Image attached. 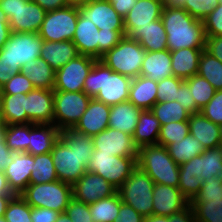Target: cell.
I'll return each mask as SVG.
<instances>
[{
	"mask_svg": "<svg viewBox=\"0 0 222 222\" xmlns=\"http://www.w3.org/2000/svg\"><path fill=\"white\" fill-rule=\"evenodd\" d=\"M144 222H172V215L169 217L150 215L144 218Z\"/></svg>",
	"mask_w": 222,
	"mask_h": 222,
	"instance_id": "cell-64",
	"label": "cell"
},
{
	"mask_svg": "<svg viewBox=\"0 0 222 222\" xmlns=\"http://www.w3.org/2000/svg\"><path fill=\"white\" fill-rule=\"evenodd\" d=\"M210 177L222 178V147L206 149L199 156L179 165L181 193L191 202Z\"/></svg>",
	"mask_w": 222,
	"mask_h": 222,
	"instance_id": "cell-5",
	"label": "cell"
},
{
	"mask_svg": "<svg viewBox=\"0 0 222 222\" xmlns=\"http://www.w3.org/2000/svg\"><path fill=\"white\" fill-rule=\"evenodd\" d=\"M196 222H222V199L191 201Z\"/></svg>",
	"mask_w": 222,
	"mask_h": 222,
	"instance_id": "cell-42",
	"label": "cell"
},
{
	"mask_svg": "<svg viewBox=\"0 0 222 222\" xmlns=\"http://www.w3.org/2000/svg\"><path fill=\"white\" fill-rule=\"evenodd\" d=\"M99 59L113 47H115L125 36V30H104L99 29Z\"/></svg>",
	"mask_w": 222,
	"mask_h": 222,
	"instance_id": "cell-52",
	"label": "cell"
},
{
	"mask_svg": "<svg viewBox=\"0 0 222 222\" xmlns=\"http://www.w3.org/2000/svg\"><path fill=\"white\" fill-rule=\"evenodd\" d=\"M91 97L85 92L54 91V125L73 128L86 111Z\"/></svg>",
	"mask_w": 222,
	"mask_h": 222,
	"instance_id": "cell-13",
	"label": "cell"
},
{
	"mask_svg": "<svg viewBox=\"0 0 222 222\" xmlns=\"http://www.w3.org/2000/svg\"><path fill=\"white\" fill-rule=\"evenodd\" d=\"M197 74L208 80L216 91L222 90V62L205 50L200 56Z\"/></svg>",
	"mask_w": 222,
	"mask_h": 222,
	"instance_id": "cell-39",
	"label": "cell"
},
{
	"mask_svg": "<svg viewBox=\"0 0 222 222\" xmlns=\"http://www.w3.org/2000/svg\"><path fill=\"white\" fill-rule=\"evenodd\" d=\"M1 116L5 125L30 123L26 114V94H2Z\"/></svg>",
	"mask_w": 222,
	"mask_h": 222,
	"instance_id": "cell-33",
	"label": "cell"
},
{
	"mask_svg": "<svg viewBox=\"0 0 222 222\" xmlns=\"http://www.w3.org/2000/svg\"><path fill=\"white\" fill-rule=\"evenodd\" d=\"M188 123L189 133L197 138L205 149L220 146V126L208 120L201 112L190 114Z\"/></svg>",
	"mask_w": 222,
	"mask_h": 222,
	"instance_id": "cell-26",
	"label": "cell"
},
{
	"mask_svg": "<svg viewBox=\"0 0 222 222\" xmlns=\"http://www.w3.org/2000/svg\"><path fill=\"white\" fill-rule=\"evenodd\" d=\"M132 78L113 72L99 59L88 73L83 92L108 106L129 100Z\"/></svg>",
	"mask_w": 222,
	"mask_h": 222,
	"instance_id": "cell-3",
	"label": "cell"
},
{
	"mask_svg": "<svg viewBox=\"0 0 222 222\" xmlns=\"http://www.w3.org/2000/svg\"><path fill=\"white\" fill-rule=\"evenodd\" d=\"M137 167V157H120L94 150L87 171L103 177L117 190Z\"/></svg>",
	"mask_w": 222,
	"mask_h": 222,
	"instance_id": "cell-11",
	"label": "cell"
},
{
	"mask_svg": "<svg viewBox=\"0 0 222 222\" xmlns=\"http://www.w3.org/2000/svg\"><path fill=\"white\" fill-rule=\"evenodd\" d=\"M140 76L148 77L154 81H161L173 76L171 68V51H146L143 59Z\"/></svg>",
	"mask_w": 222,
	"mask_h": 222,
	"instance_id": "cell-29",
	"label": "cell"
},
{
	"mask_svg": "<svg viewBox=\"0 0 222 222\" xmlns=\"http://www.w3.org/2000/svg\"><path fill=\"white\" fill-rule=\"evenodd\" d=\"M145 55L146 50L139 42L125 35L115 47L106 52L99 60L113 72L133 79L140 76Z\"/></svg>",
	"mask_w": 222,
	"mask_h": 222,
	"instance_id": "cell-7",
	"label": "cell"
},
{
	"mask_svg": "<svg viewBox=\"0 0 222 222\" xmlns=\"http://www.w3.org/2000/svg\"><path fill=\"white\" fill-rule=\"evenodd\" d=\"M220 146L222 147V125H220Z\"/></svg>",
	"mask_w": 222,
	"mask_h": 222,
	"instance_id": "cell-69",
	"label": "cell"
},
{
	"mask_svg": "<svg viewBox=\"0 0 222 222\" xmlns=\"http://www.w3.org/2000/svg\"><path fill=\"white\" fill-rule=\"evenodd\" d=\"M20 196L31 206L65 212L73 198L72 185L60 180L51 183L29 184Z\"/></svg>",
	"mask_w": 222,
	"mask_h": 222,
	"instance_id": "cell-8",
	"label": "cell"
},
{
	"mask_svg": "<svg viewBox=\"0 0 222 222\" xmlns=\"http://www.w3.org/2000/svg\"><path fill=\"white\" fill-rule=\"evenodd\" d=\"M163 0H137L124 17V27L146 28L150 22L161 19Z\"/></svg>",
	"mask_w": 222,
	"mask_h": 222,
	"instance_id": "cell-25",
	"label": "cell"
},
{
	"mask_svg": "<svg viewBox=\"0 0 222 222\" xmlns=\"http://www.w3.org/2000/svg\"><path fill=\"white\" fill-rule=\"evenodd\" d=\"M121 203L119 193L116 192L110 197L89 204L90 215L93 222H114L118 216Z\"/></svg>",
	"mask_w": 222,
	"mask_h": 222,
	"instance_id": "cell-36",
	"label": "cell"
},
{
	"mask_svg": "<svg viewBox=\"0 0 222 222\" xmlns=\"http://www.w3.org/2000/svg\"><path fill=\"white\" fill-rule=\"evenodd\" d=\"M34 155L27 152H14V160L4 170L9 188L20 195L30 184Z\"/></svg>",
	"mask_w": 222,
	"mask_h": 222,
	"instance_id": "cell-21",
	"label": "cell"
},
{
	"mask_svg": "<svg viewBox=\"0 0 222 222\" xmlns=\"http://www.w3.org/2000/svg\"><path fill=\"white\" fill-rule=\"evenodd\" d=\"M141 111L129 100L110 106L108 127L133 136Z\"/></svg>",
	"mask_w": 222,
	"mask_h": 222,
	"instance_id": "cell-27",
	"label": "cell"
},
{
	"mask_svg": "<svg viewBox=\"0 0 222 222\" xmlns=\"http://www.w3.org/2000/svg\"><path fill=\"white\" fill-rule=\"evenodd\" d=\"M205 51L222 62V36L206 37Z\"/></svg>",
	"mask_w": 222,
	"mask_h": 222,
	"instance_id": "cell-56",
	"label": "cell"
},
{
	"mask_svg": "<svg viewBox=\"0 0 222 222\" xmlns=\"http://www.w3.org/2000/svg\"><path fill=\"white\" fill-rule=\"evenodd\" d=\"M110 106L91 98L86 111L73 127L79 133L95 136L108 128Z\"/></svg>",
	"mask_w": 222,
	"mask_h": 222,
	"instance_id": "cell-20",
	"label": "cell"
},
{
	"mask_svg": "<svg viewBox=\"0 0 222 222\" xmlns=\"http://www.w3.org/2000/svg\"><path fill=\"white\" fill-rule=\"evenodd\" d=\"M177 102L190 114L199 113L201 110L196 106V101L191 95L189 87L183 83L178 89Z\"/></svg>",
	"mask_w": 222,
	"mask_h": 222,
	"instance_id": "cell-53",
	"label": "cell"
},
{
	"mask_svg": "<svg viewBox=\"0 0 222 222\" xmlns=\"http://www.w3.org/2000/svg\"><path fill=\"white\" fill-rule=\"evenodd\" d=\"M154 186V181L137 166L117 192L123 203L134 208L145 218L153 215Z\"/></svg>",
	"mask_w": 222,
	"mask_h": 222,
	"instance_id": "cell-9",
	"label": "cell"
},
{
	"mask_svg": "<svg viewBox=\"0 0 222 222\" xmlns=\"http://www.w3.org/2000/svg\"><path fill=\"white\" fill-rule=\"evenodd\" d=\"M205 48H182L171 51L173 76L186 80L198 72L200 56Z\"/></svg>",
	"mask_w": 222,
	"mask_h": 222,
	"instance_id": "cell-30",
	"label": "cell"
},
{
	"mask_svg": "<svg viewBox=\"0 0 222 222\" xmlns=\"http://www.w3.org/2000/svg\"><path fill=\"white\" fill-rule=\"evenodd\" d=\"M222 199V178L210 177L202 182L201 190L192 201Z\"/></svg>",
	"mask_w": 222,
	"mask_h": 222,
	"instance_id": "cell-46",
	"label": "cell"
},
{
	"mask_svg": "<svg viewBox=\"0 0 222 222\" xmlns=\"http://www.w3.org/2000/svg\"><path fill=\"white\" fill-rule=\"evenodd\" d=\"M40 5L46 12L61 9L70 5L69 0H33Z\"/></svg>",
	"mask_w": 222,
	"mask_h": 222,
	"instance_id": "cell-59",
	"label": "cell"
},
{
	"mask_svg": "<svg viewBox=\"0 0 222 222\" xmlns=\"http://www.w3.org/2000/svg\"><path fill=\"white\" fill-rule=\"evenodd\" d=\"M0 142H5L4 137H3V133H0Z\"/></svg>",
	"mask_w": 222,
	"mask_h": 222,
	"instance_id": "cell-70",
	"label": "cell"
},
{
	"mask_svg": "<svg viewBox=\"0 0 222 222\" xmlns=\"http://www.w3.org/2000/svg\"><path fill=\"white\" fill-rule=\"evenodd\" d=\"M184 83L189 87L200 110L212 99L216 91L211 83L199 74L184 80Z\"/></svg>",
	"mask_w": 222,
	"mask_h": 222,
	"instance_id": "cell-41",
	"label": "cell"
},
{
	"mask_svg": "<svg viewBox=\"0 0 222 222\" xmlns=\"http://www.w3.org/2000/svg\"><path fill=\"white\" fill-rule=\"evenodd\" d=\"M186 0H163L164 7L183 8Z\"/></svg>",
	"mask_w": 222,
	"mask_h": 222,
	"instance_id": "cell-65",
	"label": "cell"
},
{
	"mask_svg": "<svg viewBox=\"0 0 222 222\" xmlns=\"http://www.w3.org/2000/svg\"><path fill=\"white\" fill-rule=\"evenodd\" d=\"M123 18L128 14L132 7L137 3V0H106Z\"/></svg>",
	"mask_w": 222,
	"mask_h": 222,
	"instance_id": "cell-57",
	"label": "cell"
},
{
	"mask_svg": "<svg viewBox=\"0 0 222 222\" xmlns=\"http://www.w3.org/2000/svg\"><path fill=\"white\" fill-rule=\"evenodd\" d=\"M59 214L51 209L31 207L32 222H55Z\"/></svg>",
	"mask_w": 222,
	"mask_h": 222,
	"instance_id": "cell-55",
	"label": "cell"
},
{
	"mask_svg": "<svg viewBox=\"0 0 222 222\" xmlns=\"http://www.w3.org/2000/svg\"><path fill=\"white\" fill-rule=\"evenodd\" d=\"M79 12L86 19L92 21L98 29L125 30L124 18L106 0H94L81 5Z\"/></svg>",
	"mask_w": 222,
	"mask_h": 222,
	"instance_id": "cell-18",
	"label": "cell"
},
{
	"mask_svg": "<svg viewBox=\"0 0 222 222\" xmlns=\"http://www.w3.org/2000/svg\"><path fill=\"white\" fill-rule=\"evenodd\" d=\"M137 166L145 171L155 184L173 187L179 185V165L162 145H147L138 148Z\"/></svg>",
	"mask_w": 222,
	"mask_h": 222,
	"instance_id": "cell-6",
	"label": "cell"
},
{
	"mask_svg": "<svg viewBox=\"0 0 222 222\" xmlns=\"http://www.w3.org/2000/svg\"><path fill=\"white\" fill-rule=\"evenodd\" d=\"M161 124L151 110H142L133 135L135 145L140 148L157 145Z\"/></svg>",
	"mask_w": 222,
	"mask_h": 222,
	"instance_id": "cell-32",
	"label": "cell"
},
{
	"mask_svg": "<svg viewBox=\"0 0 222 222\" xmlns=\"http://www.w3.org/2000/svg\"><path fill=\"white\" fill-rule=\"evenodd\" d=\"M11 32L12 31L8 23V17L0 8V49L8 41Z\"/></svg>",
	"mask_w": 222,
	"mask_h": 222,
	"instance_id": "cell-58",
	"label": "cell"
},
{
	"mask_svg": "<svg viewBox=\"0 0 222 222\" xmlns=\"http://www.w3.org/2000/svg\"><path fill=\"white\" fill-rule=\"evenodd\" d=\"M26 114L30 123L54 124V90L34 88L28 92Z\"/></svg>",
	"mask_w": 222,
	"mask_h": 222,
	"instance_id": "cell-17",
	"label": "cell"
},
{
	"mask_svg": "<svg viewBox=\"0 0 222 222\" xmlns=\"http://www.w3.org/2000/svg\"><path fill=\"white\" fill-rule=\"evenodd\" d=\"M114 222H144V217L134 208L122 202L118 216Z\"/></svg>",
	"mask_w": 222,
	"mask_h": 222,
	"instance_id": "cell-54",
	"label": "cell"
},
{
	"mask_svg": "<svg viewBox=\"0 0 222 222\" xmlns=\"http://www.w3.org/2000/svg\"><path fill=\"white\" fill-rule=\"evenodd\" d=\"M72 42L75 44L79 55H87L97 60L99 59V29L80 12Z\"/></svg>",
	"mask_w": 222,
	"mask_h": 222,
	"instance_id": "cell-23",
	"label": "cell"
},
{
	"mask_svg": "<svg viewBox=\"0 0 222 222\" xmlns=\"http://www.w3.org/2000/svg\"><path fill=\"white\" fill-rule=\"evenodd\" d=\"M58 180L51 152L34 155L30 184L51 183Z\"/></svg>",
	"mask_w": 222,
	"mask_h": 222,
	"instance_id": "cell-37",
	"label": "cell"
},
{
	"mask_svg": "<svg viewBox=\"0 0 222 222\" xmlns=\"http://www.w3.org/2000/svg\"><path fill=\"white\" fill-rule=\"evenodd\" d=\"M43 39L38 33L11 32L0 49V85L8 82L13 74L21 72L24 64L40 58Z\"/></svg>",
	"mask_w": 222,
	"mask_h": 222,
	"instance_id": "cell-4",
	"label": "cell"
},
{
	"mask_svg": "<svg viewBox=\"0 0 222 222\" xmlns=\"http://www.w3.org/2000/svg\"><path fill=\"white\" fill-rule=\"evenodd\" d=\"M153 215L169 217L190 205L178 187L155 184L153 189Z\"/></svg>",
	"mask_w": 222,
	"mask_h": 222,
	"instance_id": "cell-19",
	"label": "cell"
},
{
	"mask_svg": "<svg viewBox=\"0 0 222 222\" xmlns=\"http://www.w3.org/2000/svg\"><path fill=\"white\" fill-rule=\"evenodd\" d=\"M206 37L222 36V4L219 3L213 11L202 20Z\"/></svg>",
	"mask_w": 222,
	"mask_h": 222,
	"instance_id": "cell-49",
	"label": "cell"
},
{
	"mask_svg": "<svg viewBox=\"0 0 222 222\" xmlns=\"http://www.w3.org/2000/svg\"><path fill=\"white\" fill-rule=\"evenodd\" d=\"M208 120L222 125V90L215 91L212 99L200 111Z\"/></svg>",
	"mask_w": 222,
	"mask_h": 222,
	"instance_id": "cell-50",
	"label": "cell"
},
{
	"mask_svg": "<svg viewBox=\"0 0 222 222\" xmlns=\"http://www.w3.org/2000/svg\"><path fill=\"white\" fill-rule=\"evenodd\" d=\"M170 157L178 164L188 162L193 157L199 156L206 149L190 133L179 143H172L167 147Z\"/></svg>",
	"mask_w": 222,
	"mask_h": 222,
	"instance_id": "cell-35",
	"label": "cell"
},
{
	"mask_svg": "<svg viewBox=\"0 0 222 222\" xmlns=\"http://www.w3.org/2000/svg\"><path fill=\"white\" fill-rule=\"evenodd\" d=\"M0 195H15L9 188V184L3 170H0Z\"/></svg>",
	"mask_w": 222,
	"mask_h": 222,
	"instance_id": "cell-62",
	"label": "cell"
},
{
	"mask_svg": "<svg viewBox=\"0 0 222 222\" xmlns=\"http://www.w3.org/2000/svg\"><path fill=\"white\" fill-rule=\"evenodd\" d=\"M125 35L138 41L146 51L167 49V34L161 19L150 22L146 28L125 27Z\"/></svg>",
	"mask_w": 222,
	"mask_h": 222,
	"instance_id": "cell-22",
	"label": "cell"
},
{
	"mask_svg": "<svg viewBox=\"0 0 222 222\" xmlns=\"http://www.w3.org/2000/svg\"><path fill=\"white\" fill-rule=\"evenodd\" d=\"M218 4V0H186L183 9L194 18L204 20Z\"/></svg>",
	"mask_w": 222,
	"mask_h": 222,
	"instance_id": "cell-48",
	"label": "cell"
},
{
	"mask_svg": "<svg viewBox=\"0 0 222 222\" xmlns=\"http://www.w3.org/2000/svg\"><path fill=\"white\" fill-rule=\"evenodd\" d=\"M184 83L175 76L157 82V102H170L177 99L178 89Z\"/></svg>",
	"mask_w": 222,
	"mask_h": 222,
	"instance_id": "cell-45",
	"label": "cell"
},
{
	"mask_svg": "<svg viewBox=\"0 0 222 222\" xmlns=\"http://www.w3.org/2000/svg\"><path fill=\"white\" fill-rule=\"evenodd\" d=\"M13 160L14 152L6 146L5 142H0V170L4 171Z\"/></svg>",
	"mask_w": 222,
	"mask_h": 222,
	"instance_id": "cell-60",
	"label": "cell"
},
{
	"mask_svg": "<svg viewBox=\"0 0 222 222\" xmlns=\"http://www.w3.org/2000/svg\"><path fill=\"white\" fill-rule=\"evenodd\" d=\"M172 222H196L192 206L189 205L182 211L172 215Z\"/></svg>",
	"mask_w": 222,
	"mask_h": 222,
	"instance_id": "cell-61",
	"label": "cell"
},
{
	"mask_svg": "<svg viewBox=\"0 0 222 222\" xmlns=\"http://www.w3.org/2000/svg\"><path fill=\"white\" fill-rule=\"evenodd\" d=\"M78 55L77 48L72 41L53 42L43 40L40 58L44 59L56 72Z\"/></svg>",
	"mask_w": 222,
	"mask_h": 222,
	"instance_id": "cell-28",
	"label": "cell"
},
{
	"mask_svg": "<svg viewBox=\"0 0 222 222\" xmlns=\"http://www.w3.org/2000/svg\"><path fill=\"white\" fill-rule=\"evenodd\" d=\"M65 212L72 222H93L89 204H85L74 197L70 200Z\"/></svg>",
	"mask_w": 222,
	"mask_h": 222,
	"instance_id": "cell-51",
	"label": "cell"
},
{
	"mask_svg": "<svg viewBox=\"0 0 222 222\" xmlns=\"http://www.w3.org/2000/svg\"><path fill=\"white\" fill-rule=\"evenodd\" d=\"M92 139L94 150H99L100 153L120 157L138 156V147L134 143L133 136L120 130L108 127Z\"/></svg>",
	"mask_w": 222,
	"mask_h": 222,
	"instance_id": "cell-15",
	"label": "cell"
},
{
	"mask_svg": "<svg viewBox=\"0 0 222 222\" xmlns=\"http://www.w3.org/2000/svg\"><path fill=\"white\" fill-rule=\"evenodd\" d=\"M97 59L78 55L55 72L54 91L81 92L84 81Z\"/></svg>",
	"mask_w": 222,
	"mask_h": 222,
	"instance_id": "cell-14",
	"label": "cell"
},
{
	"mask_svg": "<svg viewBox=\"0 0 222 222\" xmlns=\"http://www.w3.org/2000/svg\"><path fill=\"white\" fill-rule=\"evenodd\" d=\"M78 16L79 7L75 5L48 11L38 34L45 41H72Z\"/></svg>",
	"mask_w": 222,
	"mask_h": 222,
	"instance_id": "cell-12",
	"label": "cell"
},
{
	"mask_svg": "<svg viewBox=\"0 0 222 222\" xmlns=\"http://www.w3.org/2000/svg\"><path fill=\"white\" fill-rule=\"evenodd\" d=\"M70 5H75L77 7H80L81 5L91 3L94 0H69Z\"/></svg>",
	"mask_w": 222,
	"mask_h": 222,
	"instance_id": "cell-66",
	"label": "cell"
},
{
	"mask_svg": "<svg viewBox=\"0 0 222 222\" xmlns=\"http://www.w3.org/2000/svg\"><path fill=\"white\" fill-rule=\"evenodd\" d=\"M12 32L38 33L46 11L33 0H0Z\"/></svg>",
	"mask_w": 222,
	"mask_h": 222,
	"instance_id": "cell-10",
	"label": "cell"
},
{
	"mask_svg": "<svg viewBox=\"0 0 222 222\" xmlns=\"http://www.w3.org/2000/svg\"><path fill=\"white\" fill-rule=\"evenodd\" d=\"M129 101L137 108L150 110L157 102V81L145 76L132 79Z\"/></svg>",
	"mask_w": 222,
	"mask_h": 222,
	"instance_id": "cell-31",
	"label": "cell"
},
{
	"mask_svg": "<svg viewBox=\"0 0 222 222\" xmlns=\"http://www.w3.org/2000/svg\"><path fill=\"white\" fill-rule=\"evenodd\" d=\"M4 218L7 222H32L31 206L20 195H15L7 206Z\"/></svg>",
	"mask_w": 222,
	"mask_h": 222,
	"instance_id": "cell-44",
	"label": "cell"
},
{
	"mask_svg": "<svg viewBox=\"0 0 222 222\" xmlns=\"http://www.w3.org/2000/svg\"><path fill=\"white\" fill-rule=\"evenodd\" d=\"M189 134L188 121L170 122L161 125L157 144L167 147L172 143H179Z\"/></svg>",
	"mask_w": 222,
	"mask_h": 222,
	"instance_id": "cell-43",
	"label": "cell"
},
{
	"mask_svg": "<svg viewBox=\"0 0 222 222\" xmlns=\"http://www.w3.org/2000/svg\"><path fill=\"white\" fill-rule=\"evenodd\" d=\"M72 189L73 197L85 204L94 203L117 192V189L103 177L89 171L83 174Z\"/></svg>",
	"mask_w": 222,
	"mask_h": 222,
	"instance_id": "cell-16",
	"label": "cell"
},
{
	"mask_svg": "<svg viewBox=\"0 0 222 222\" xmlns=\"http://www.w3.org/2000/svg\"><path fill=\"white\" fill-rule=\"evenodd\" d=\"M34 89L30 79L22 72L15 73L8 80L6 84L2 86V94H27Z\"/></svg>",
	"mask_w": 222,
	"mask_h": 222,
	"instance_id": "cell-47",
	"label": "cell"
},
{
	"mask_svg": "<svg viewBox=\"0 0 222 222\" xmlns=\"http://www.w3.org/2000/svg\"><path fill=\"white\" fill-rule=\"evenodd\" d=\"M55 222H72L70 217L66 214V212H62L59 214L57 220Z\"/></svg>",
	"mask_w": 222,
	"mask_h": 222,
	"instance_id": "cell-67",
	"label": "cell"
},
{
	"mask_svg": "<svg viewBox=\"0 0 222 222\" xmlns=\"http://www.w3.org/2000/svg\"><path fill=\"white\" fill-rule=\"evenodd\" d=\"M0 222H7V221L5 220V218H4V216H1V217H0Z\"/></svg>",
	"mask_w": 222,
	"mask_h": 222,
	"instance_id": "cell-71",
	"label": "cell"
},
{
	"mask_svg": "<svg viewBox=\"0 0 222 222\" xmlns=\"http://www.w3.org/2000/svg\"><path fill=\"white\" fill-rule=\"evenodd\" d=\"M60 138V130L54 124L29 123V147L27 153L40 155L51 152Z\"/></svg>",
	"mask_w": 222,
	"mask_h": 222,
	"instance_id": "cell-24",
	"label": "cell"
},
{
	"mask_svg": "<svg viewBox=\"0 0 222 222\" xmlns=\"http://www.w3.org/2000/svg\"><path fill=\"white\" fill-rule=\"evenodd\" d=\"M1 111H2V93L0 92V133H3L5 128V123L1 116Z\"/></svg>",
	"mask_w": 222,
	"mask_h": 222,
	"instance_id": "cell-68",
	"label": "cell"
},
{
	"mask_svg": "<svg viewBox=\"0 0 222 222\" xmlns=\"http://www.w3.org/2000/svg\"><path fill=\"white\" fill-rule=\"evenodd\" d=\"M21 72L30 79L34 88H54L55 71L44 59L31 60L22 66Z\"/></svg>",
	"mask_w": 222,
	"mask_h": 222,
	"instance_id": "cell-34",
	"label": "cell"
},
{
	"mask_svg": "<svg viewBox=\"0 0 222 222\" xmlns=\"http://www.w3.org/2000/svg\"><path fill=\"white\" fill-rule=\"evenodd\" d=\"M3 137L12 152H26L29 147V123L5 125Z\"/></svg>",
	"mask_w": 222,
	"mask_h": 222,
	"instance_id": "cell-40",
	"label": "cell"
},
{
	"mask_svg": "<svg viewBox=\"0 0 222 222\" xmlns=\"http://www.w3.org/2000/svg\"><path fill=\"white\" fill-rule=\"evenodd\" d=\"M161 20L167 34V49L205 48L206 34L202 20L183 8L163 7Z\"/></svg>",
	"mask_w": 222,
	"mask_h": 222,
	"instance_id": "cell-2",
	"label": "cell"
},
{
	"mask_svg": "<svg viewBox=\"0 0 222 222\" xmlns=\"http://www.w3.org/2000/svg\"><path fill=\"white\" fill-rule=\"evenodd\" d=\"M161 125L170 122L188 121L190 113L176 100L170 102H156L150 109Z\"/></svg>",
	"mask_w": 222,
	"mask_h": 222,
	"instance_id": "cell-38",
	"label": "cell"
},
{
	"mask_svg": "<svg viewBox=\"0 0 222 222\" xmlns=\"http://www.w3.org/2000/svg\"><path fill=\"white\" fill-rule=\"evenodd\" d=\"M14 196L15 195H0V217L4 216L7 206Z\"/></svg>",
	"mask_w": 222,
	"mask_h": 222,
	"instance_id": "cell-63",
	"label": "cell"
},
{
	"mask_svg": "<svg viewBox=\"0 0 222 222\" xmlns=\"http://www.w3.org/2000/svg\"><path fill=\"white\" fill-rule=\"evenodd\" d=\"M93 152L92 136L73 128L61 130L51 151L58 180L73 186L87 171Z\"/></svg>",
	"mask_w": 222,
	"mask_h": 222,
	"instance_id": "cell-1",
	"label": "cell"
}]
</instances>
